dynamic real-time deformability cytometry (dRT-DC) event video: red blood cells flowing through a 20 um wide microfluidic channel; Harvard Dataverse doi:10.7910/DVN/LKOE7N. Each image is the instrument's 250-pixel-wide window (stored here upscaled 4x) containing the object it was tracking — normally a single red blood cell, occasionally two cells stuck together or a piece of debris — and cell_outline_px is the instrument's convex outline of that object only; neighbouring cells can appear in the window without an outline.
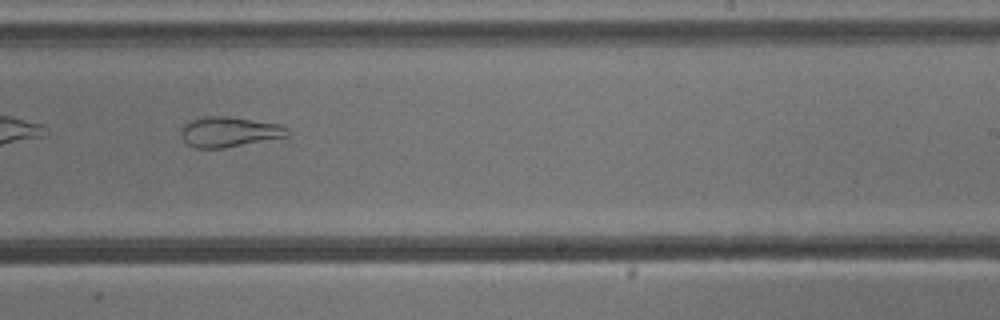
{"species": "common noctule bat (a hibernating species)", "species_latin": "Nyctalus noctula", "temperature_condition": "cold", "stored_images_in_passage": 37, "camera_frame_rate_fps": 3000, "um_per_image_px": 0.085, "animal": {"sex": "male", "body_mass_g": 13.3}, "frame": {"image": 1, "passage_image": 16, "time_ms": 5.0, "image_size_px": [1000, 320], "cell_outline_px": [[292, 132], [288, 136], [224, 148], [196, 148], [188, 144], [180, 136], [180, 128], [184, 124], [192, 120], [204, 116], [228, 116], [280, 124], [288, 128]], "centroid_in_image_um": [19.48, 11.2], "position_along_channel_um": 269.5, "area_um2": 18.84}}
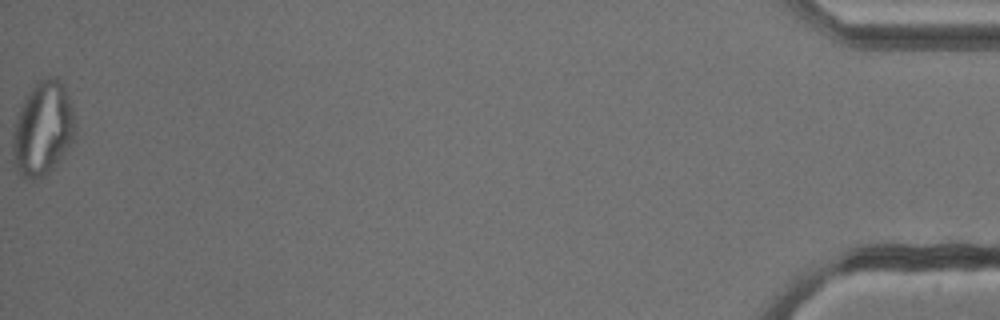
{"frame": {"image": 2, "passage_image": 37, "time_ms": 12.0, "image_size_px": [1000, 320], "cell_outline_px": [[72, 140], [56, 164], [44, 176], [32, 180], [24, 180], [16, 172], [12, 156], [12, 140], [16, 120], [20, 108], [28, 92], [40, 80], [48, 76], [56, 76], [60, 80], [68, 96], [72, 108]], "centroid_in_image_um": [3.57, 10.98], "position_along_channel_um": 431.6, "area_um2": 33.58}}